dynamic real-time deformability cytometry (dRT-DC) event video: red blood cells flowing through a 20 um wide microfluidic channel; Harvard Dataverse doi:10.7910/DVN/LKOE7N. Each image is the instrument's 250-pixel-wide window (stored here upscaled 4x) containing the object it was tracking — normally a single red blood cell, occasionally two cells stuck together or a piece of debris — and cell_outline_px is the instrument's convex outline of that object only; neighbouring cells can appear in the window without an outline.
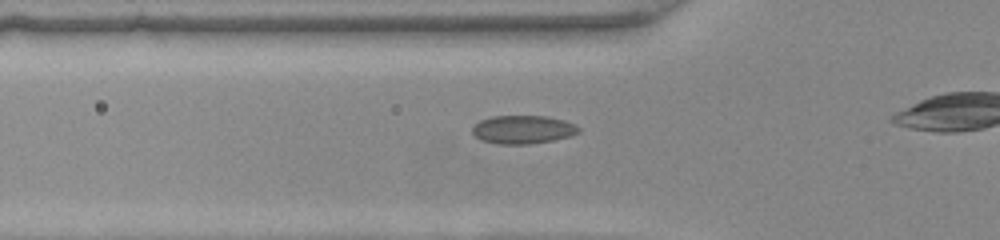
{"species": "common noctule bat (a hibernating species)", "species_latin": "Nyctalus noctula", "temperature_condition": "warm", "stored_images_in_passage": 30, "camera_frame_rate_fps": 3000, "um_per_image_px": 0.085, "animal": {"sex": "female", "body_mass_g": 22.0, "forearm_length_mm": 56.7}, "frame": {"image": 1, "passage_image": 8, "time_ms": 2.333, "image_size_px": [1000, 240], "cell_outline_px": [[580, 132], [568, 136], [552, 140], [528, 144], [500, 144], [480, 140], [472, 132], [472, 128], [480, 120], [492, 116], [544, 116], [564, 120], [580, 128]], "centroid_in_image_um": [44.42, 11.01], "position_along_channel_um": 81.4, "area_um2": 17.34}}
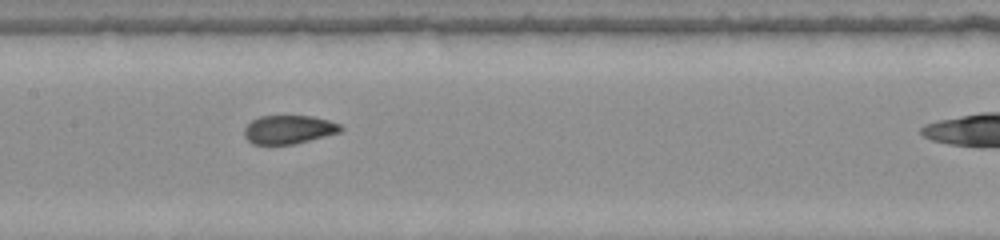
{"frame": {"image": 2, "passage_image": 15, "time_ms": 4.667, "image_size_px": [1000, 240], "cell_outline_px": [[344, 128], [340, 132], [292, 144], [252, 144], [244, 136], [244, 128], [252, 120], [260, 116], [312, 116], [328, 120], [340, 124]], "centroid_in_image_um": [24.53, 11.0], "position_along_channel_um": 182.9, "area_um2": 15.9}}
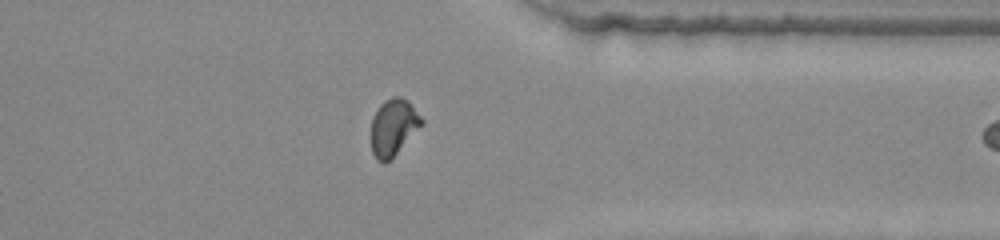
{"frame": {"image": 3, "passage_image": 29, "time_ms": 9.333, "image_size_px": [1000, 240], "cell_outline_px": [[424, 124], [384, 164], [376, 160], [372, 152], [372, 120], [380, 104], [384, 100], [392, 96], [400, 96], [408, 100], [424, 120]], "centroid_in_image_um": [33.45, 10.78], "position_along_channel_um": 377.9, "area_um2": 16.47}}